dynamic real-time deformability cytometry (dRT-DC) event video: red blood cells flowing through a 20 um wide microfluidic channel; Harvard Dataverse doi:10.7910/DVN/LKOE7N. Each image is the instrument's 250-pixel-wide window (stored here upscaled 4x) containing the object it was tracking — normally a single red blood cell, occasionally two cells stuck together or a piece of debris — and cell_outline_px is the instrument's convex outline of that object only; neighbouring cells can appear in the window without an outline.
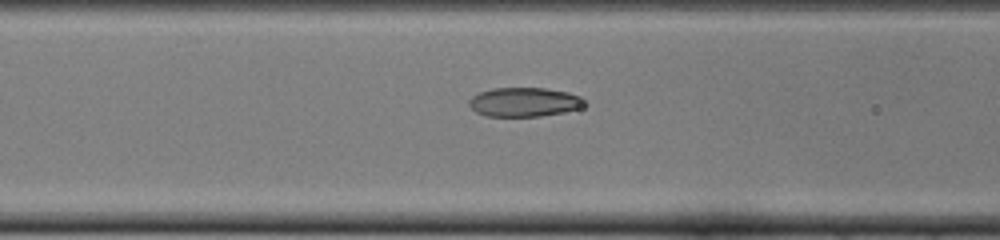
{"species": "common noctule bat (a hibernating species)", "species_latin": "Nyctalus noctula", "temperature_condition": "cold", "stored_images_in_passage": 51, "camera_frame_rate_fps": 3000, "um_per_image_px": 0.085, "animal": {"sex": "female", "body_mass_g": 22.0, "forearm_length_mm": 56.7}, "frame": {"image": 1, "passage_image": 20, "time_ms": 6.333, "image_size_px": [1000, 240], "cell_outline_px": [[588, 104], [580, 108], [564, 112], [540, 116], [484, 116], [476, 112], [468, 104], [468, 100], [472, 96], [480, 92], [492, 88], [544, 88], [568, 92], [580, 96]], "centroid_in_image_um": [44.56, 8.67], "position_along_channel_um": 122.0, "area_um2": 19.71}}
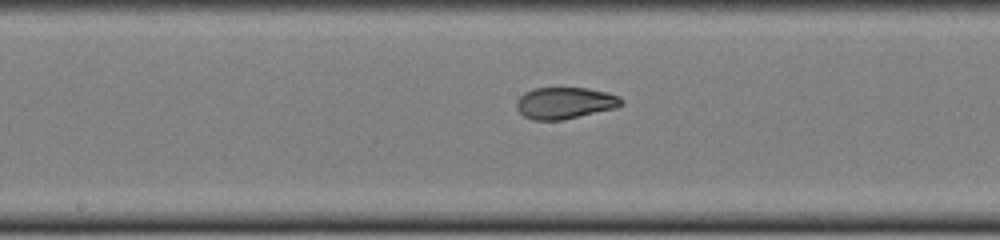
{"frame": {"image": 2, "passage_image": 26, "time_ms": 8.333, "image_size_px": [1000, 240], "cell_outline_px": [[624, 104], [616, 108], [564, 120], [532, 120], [524, 116], [516, 108], [516, 100], [524, 92], [532, 88], [588, 88], [608, 92], [620, 96], [624, 100]], "centroid_in_image_um": [48.04, 8.75], "position_along_channel_um": 200.2, "area_um2": 19.65}}
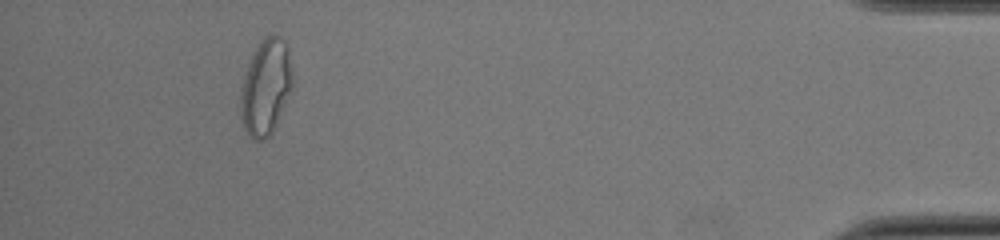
{"frame": {"image": 3, "passage_image": 47, "time_ms": 15.333, "image_size_px": [1000, 240], "cell_outline_px": [[292, 88], [276, 124], [272, 132], [264, 140], [252, 140], [248, 136], [244, 128], [240, 112], [240, 88], [248, 64], [256, 44], [260, 40], [272, 32], [280, 36], [284, 40], [288, 52], [292, 76]], "centroid_in_image_um": [22.56, 7.39], "position_along_channel_um": 412.6, "area_um2": 29.13}, "authors_computed_cell_mechanics": {"area_um2": 20.7502, "velocity_mm_per_s": 3.9231, "shape_relaxation_time_tau1_ms": null, "shape_relaxation_time_tau2_ms": 0.9307, "deformation_change_tau1": null, "deformation_change_tau2": 0.0492}}